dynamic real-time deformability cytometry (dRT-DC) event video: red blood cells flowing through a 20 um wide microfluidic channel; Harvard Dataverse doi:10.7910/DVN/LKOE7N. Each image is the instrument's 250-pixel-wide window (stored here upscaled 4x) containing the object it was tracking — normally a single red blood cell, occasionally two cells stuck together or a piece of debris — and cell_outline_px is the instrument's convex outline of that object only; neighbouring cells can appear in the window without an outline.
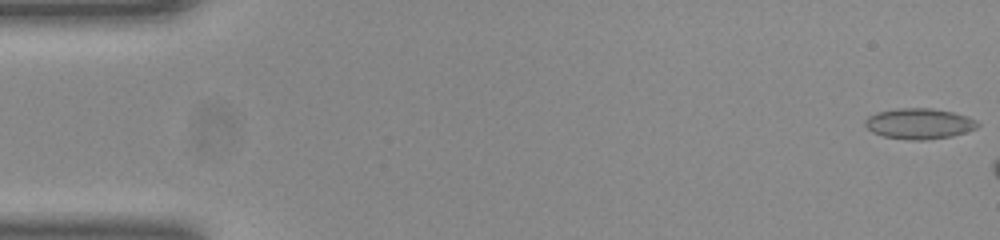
{"species": "common noctule bat (a hibernating species)", "species_latin": "Nyctalus noctula", "temperature_condition": "room temperature", "stored_images_in_passage": 10, "camera_frame_rate_fps": 3000, "um_per_image_px": 0.085, "animal": {"sex": "female", "body_mass_g": 23.0, "forearm_length_mm": 53.4}, "frame": {"image": 1, "passage_image": 1, "time_ms": 0.0, "image_size_px": [1000, 240], "cell_outline_px": [[980, 124], [976, 128], [952, 136], [924, 140], [908, 140], [884, 136], [872, 132], [864, 124], [864, 120], [868, 116], [876, 112], [896, 108], [932, 108], [952, 112], [968, 116], [976, 120]], "centroid_in_image_um": [78.11, 10.5], "position_along_channel_um": 6.9, "area_um2": 20.17}}